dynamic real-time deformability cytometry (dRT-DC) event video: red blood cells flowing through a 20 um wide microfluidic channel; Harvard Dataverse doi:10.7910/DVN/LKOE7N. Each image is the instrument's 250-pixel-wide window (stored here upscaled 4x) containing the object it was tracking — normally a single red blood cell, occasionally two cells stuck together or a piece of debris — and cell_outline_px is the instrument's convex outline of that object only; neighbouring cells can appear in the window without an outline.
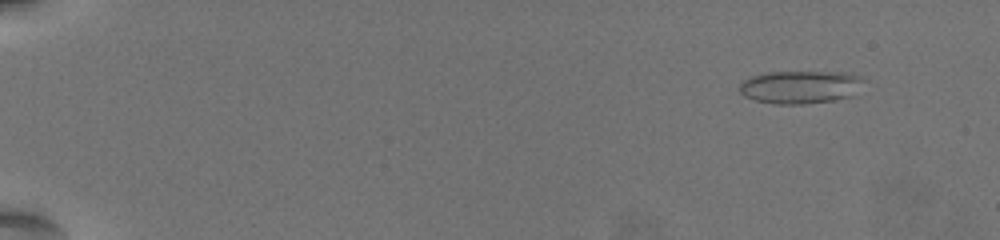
{"species": "common noctule bat (a hibernating species)", "species_latin": "Nyctalus noctula", "temperature_condition": "warm", "stored_images_in_passage": 62, "camera_frame_rate_fps": 3000, "um_per_image_px": 0.085, "animal": {"sex": "female", "body_mass_g": 19.5, "forearm_length_mm": 54.1}, "frame": {"image": 1, "passage_image": 7, "time_ms": 2.0, "image_size_px": [1000, 240], "cell_outline_px": [[864, 80], [848, 96], [832, 100], [804, 104], [772, 104], [756, 100], [744, 96], [740, 92], [740, 84], [744, 80], [752, 76], [768, 72], [848, 72], [864, 76]], "centroid_in_image_um": [67.99, 7.38], "position_along_channel_um": 17.0, "area_um2": 23.58}}
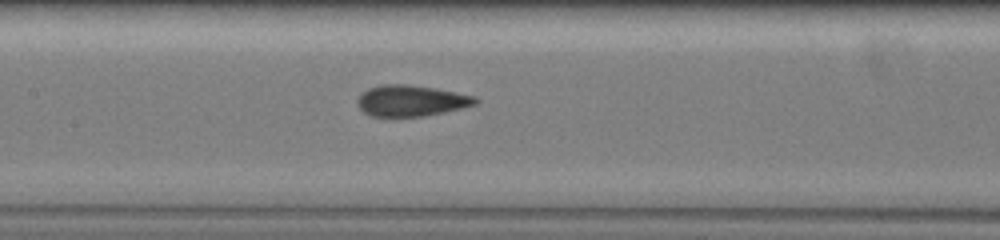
{"frame": {"image": 2, "passage_image": 34, "time_ms": 11.0, "image_size_px": [1000, 240], "cell_outline_px": [[480, 100], [476, 104], [444, 112], [424, 116], [372, 116], [364, 112], [360, 108], [356, 100], [360, 92], [368, 88], [380, 84], [408, 84], [436, 88], [476, 96]], "centroid_in_image_um": [34.93, 8.54], "position_along_channel_um": 172.5, "area_um2": 21.5}}
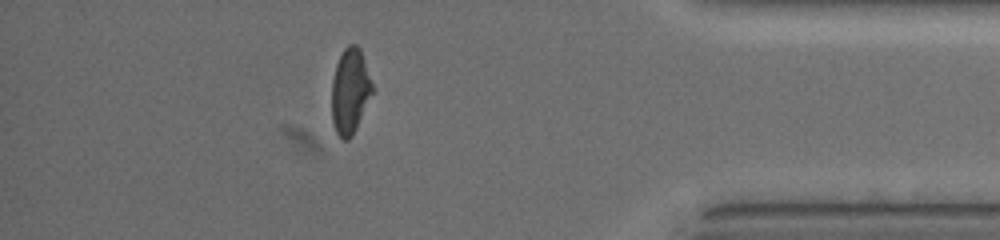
{"frame": {"image": 3, "passage_image": 56, "time_ms": 18.333, "image_size_px": [1000, 240], "cell_outline_px": [[372, 92], [356, 128], [352, 136], [348, 140], [344, 140], [336, 132], [332, 120], [332, 80], [336, 64], [344, 48], [348, 44], [356, 44], [360, 48], [372, 84]], "centroid_in_image_um": [29.73, 7.73], "position_along_channel_um": 405.5, "area_um2": 19.83}, "authors_computed_cell_mechanics": {"area_um2": 21.2415, "velocity_mm_per_s": 3.5639, "shape_relaxation_time_tau1_ms": 6.0874, "shape_relaxation_time_tau2_ms": 1.0407, "deformation_change_tau1": 0.1742, "deformation_change_tau2": 0.0654}}